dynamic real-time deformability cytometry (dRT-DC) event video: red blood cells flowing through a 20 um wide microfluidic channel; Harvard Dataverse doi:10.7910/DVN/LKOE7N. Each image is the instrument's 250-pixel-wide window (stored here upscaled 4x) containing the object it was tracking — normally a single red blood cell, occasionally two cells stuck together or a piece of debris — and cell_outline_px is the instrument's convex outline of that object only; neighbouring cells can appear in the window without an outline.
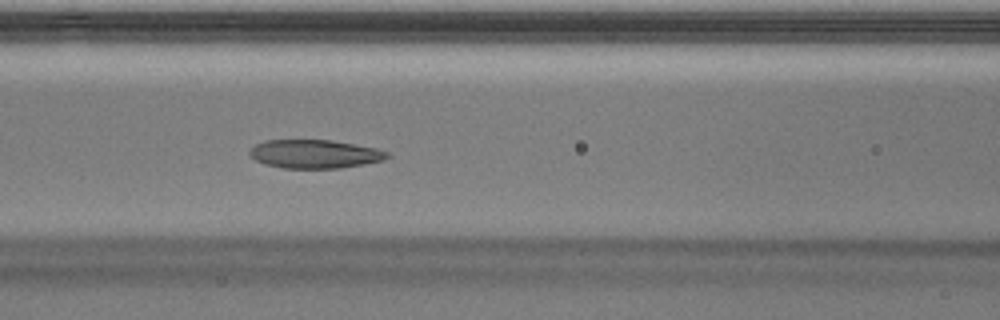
{"species": "Egyptian fruit bat (a non-hibernating species)", "species_latin": "Rousettus aegyptiacus", "temperature_condition": "warm", "stored_images_in_passage": 38, "camera_frame_rate_fps": 3000, "um_per_image_px": 0.085, "animal": {"sex": "male"}, "frame": {"image": 1, "passage_image": 12, "time_ms": 3.667, "image_size_px": [1000, 320], "cell_outline_px": [[392, 156], [384, 160], [364, 164], [340, 168], [284, 168], [264, 164], [256, 160], [248, 152], [256, 144], [264, 140], [332, 140], [376, 148], [388, 152]], "centroid_in_image_um": [26.78, 13.09], "position_along_channel_um": 139.8, "area_um2": 22.89}}